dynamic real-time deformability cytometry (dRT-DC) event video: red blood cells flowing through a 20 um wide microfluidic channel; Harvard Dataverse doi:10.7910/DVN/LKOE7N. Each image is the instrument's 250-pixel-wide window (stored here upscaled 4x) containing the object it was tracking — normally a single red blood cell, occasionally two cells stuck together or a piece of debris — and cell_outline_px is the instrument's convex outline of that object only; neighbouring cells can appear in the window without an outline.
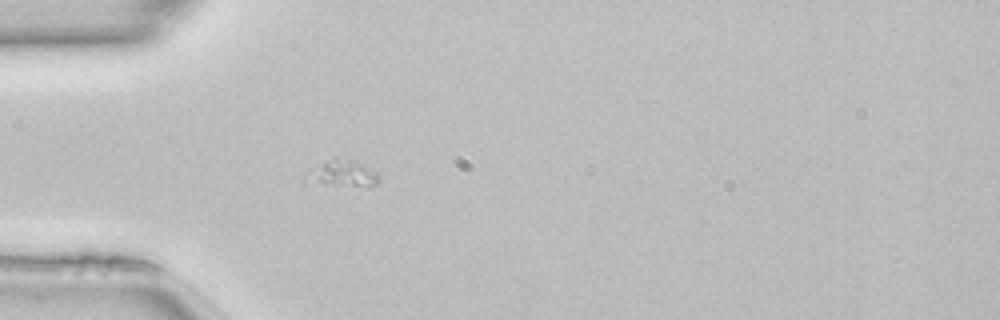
{"species": "common noctule bat (a hibernating species)", "species_latin": "Nyctalus noctula", "temperature_condition": "room temperature", "stored_images_in_passage": 37, "camera_frame_rate_fps": 3000, "um_per_image_px": 0.085, "animal": {"sex": "female", "body_mass_g": 22.7, "forearm_length_mm": 54.2}, "frame": {"image": 1, "passage_image": 1, "time_ms": 0.0, "image_size_px": [1000, 320], "cell_outline_px": [[380, 180], [376, 184], [368, 188], [304, 184], [304, 176], [336, 156], [364, 164], [376, 172], [380, 176]], "centroid_in_image_um": [29.14, 14.83], "position_along_channel_um": 55.9, "area_um2": 11.68}}
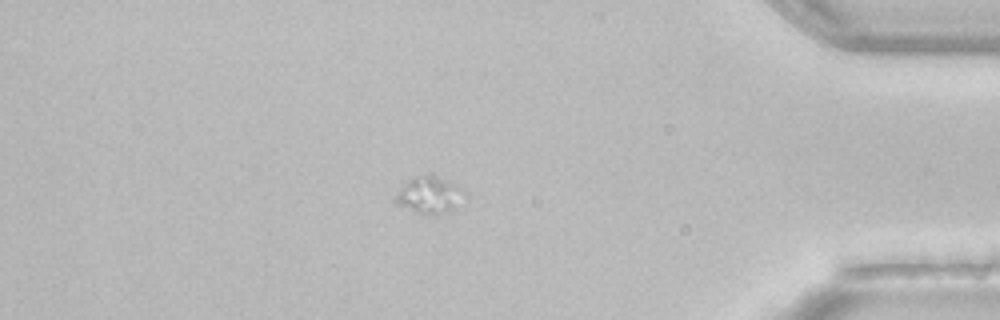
{"frame": {"image": 2, "passage_image": 30, "time_ms": 9.667, "image_size_px": [1000, 320], "cell_outline_px": [[468, 196], [448, 212], [436, 216], [428, 216], [396, 204], [392, 200], [404, 184], [408, 180], [416, 176], [428, 172], [432, 172], [468, 192]], "centroid_in_image_um": [36.53, 16.57], "position_along_channel_um": 398.7, "area_um2": 15.32}}
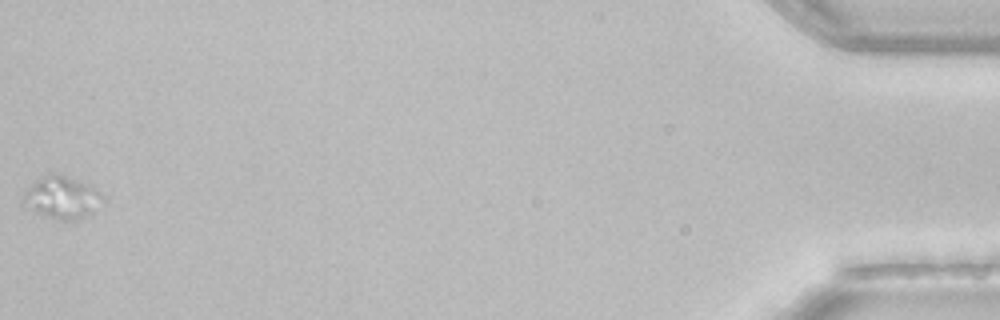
{"frame": {"image": 3, "passage_image": 37, "time_ms": 12.0, "image_size_px": [1000, 320], "cell_outline_px": [[104, 200], [92, 212], [84, 216], [72, 220], [64, 220], [44, 216], [20, 204], [20, 200], [24, 192], [36, 180], [44, 176], [64, 176], [84, 184], [100, 192], [104, 196]], "centroid_in_image_um": [5.2, 16.83], "position_along_channel_um": 430.0, "area_um2": 18.9}}